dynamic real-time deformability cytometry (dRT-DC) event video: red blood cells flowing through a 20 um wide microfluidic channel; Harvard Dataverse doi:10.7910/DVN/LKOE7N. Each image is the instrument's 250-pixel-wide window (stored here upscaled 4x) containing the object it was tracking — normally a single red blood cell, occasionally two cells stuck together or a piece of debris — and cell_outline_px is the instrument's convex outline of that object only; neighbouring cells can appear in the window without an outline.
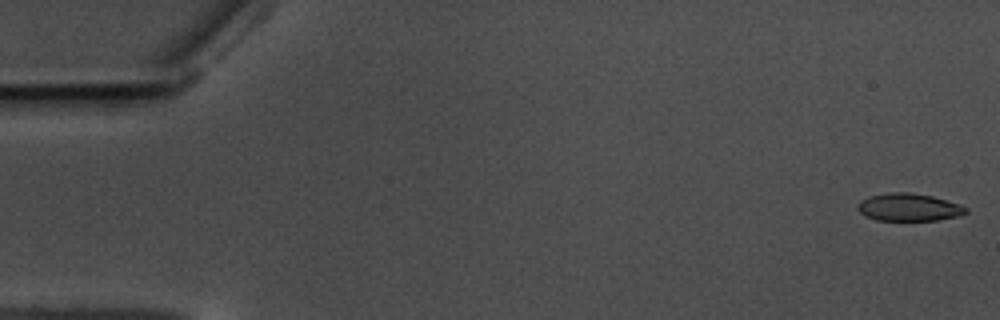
{"species": "common noctule bat (a hibernating species)", "species_latin": "Nyctalus noctula", "temperature_condition": "warm", "stored_images_in_passage": 58, "camera_frame_rate_fps": 3000, "um_per_image_px": 0.085, "animal": {"sex": "male", "body_mass_g": 17.5, "forearm_length_mm": 52.3}, "frame": {"image": 1, "passage_image": 1, "time_ms": 0.0, "image_size_px": [1000, 320], "cell_outline_px": [[968, 212], [960, 216], [936, 220], [876, 220], [864, 216], [856, 208], [856, 204], [860, 200], [868, 196], [892, 192], [908, 192], [932, 196], [960, 204], [968, 208]], "centroid_in_image_um": [77.23, 17.61], "position_along_channel_um": 7.8, "area_um2": 17.57}}
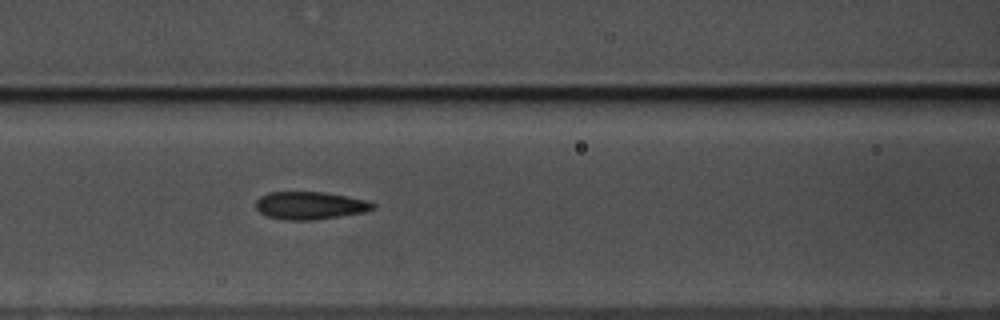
{"frame": {"image": 2, "passage_image": 25, "time_ms": 8.0, "image_size_px": [1000, 320], "cell_outline_px": [[376, 208], [364, 212], [340, 216], [312, 220], [288, 220], [268, 216], [260, 212], [256, 208], [256, 200], [260, 196], [268, 192], [324, 192], [368, 200], [376, 204]], "centroid_in_image_um": [26.37, 17.46], "position_along_channel_um": 140.2, "area_um2": 18.9}}
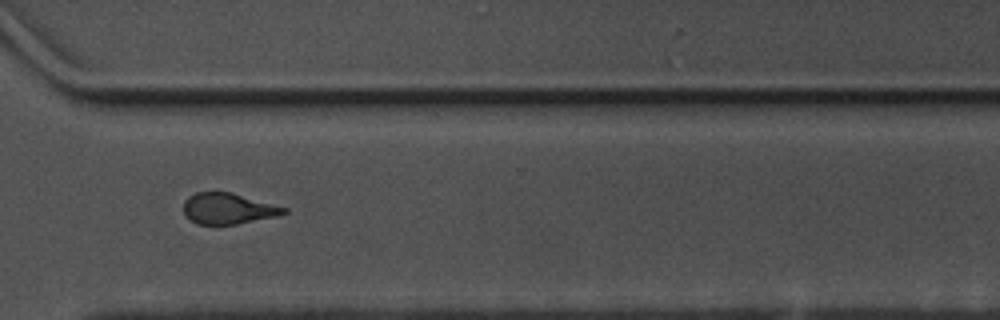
{"frame": {"image": 3, "passage_image": 43, "time_ms": 14.0, "image_size_px": [1000, 320], "cell_outline_px": [[288, 212], [276, 216], [236, 224], [196, 224], [184, 212], [184, 200], [188, 196], [196, 192], [232, 192], [288, 208]], "centroid_in_image_um": [19.4, 17.71], "position_along_channel_um": 351.2, "area_um2": 17.98}, "authors_computed_cell_mechanics": {"area_um2": 18.785, "velocity_mm_per_s": 3.5212, "shape_relaxation_time_tau1_ms": 6.6014, "shape_relaxation_time_tau2_ms": 1.7094, "deformation_change_tau1": 0.1558, "deformation_change_tau2": 0.0904}}